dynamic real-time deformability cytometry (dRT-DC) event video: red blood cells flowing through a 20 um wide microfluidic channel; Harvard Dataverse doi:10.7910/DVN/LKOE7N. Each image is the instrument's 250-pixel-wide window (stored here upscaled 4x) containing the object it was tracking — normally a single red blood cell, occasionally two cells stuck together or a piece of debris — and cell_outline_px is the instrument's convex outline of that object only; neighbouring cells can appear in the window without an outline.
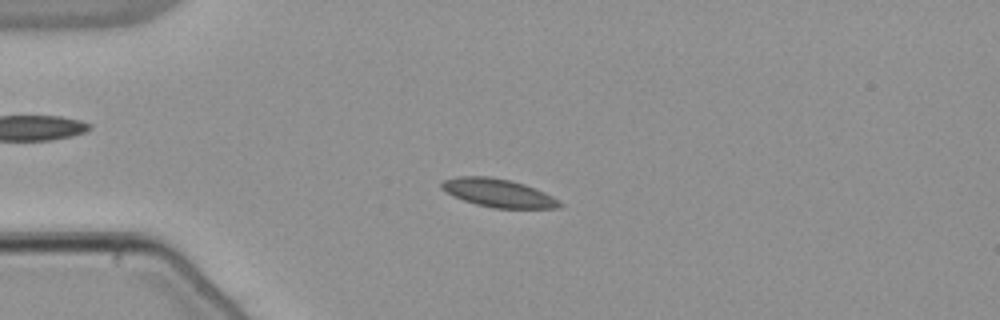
{"species": "common noctule bat (a hibernating species)", "species_latin": "Nyctalus noctula", "temperature_condition": "warm", "stored_images_in_passage": 55, "camera_frame_rate_fps": 3000, "um_per_image_px": 0.085, "animal": {"sex": "male", "body_mass_g": 21.5, "forearm_length_mm": 52.0}, "frame": {"image": 1, "passage_image": 14, "time_ms": 4.333, "image_size_px": [1000, 320], "cell_outline_px": [[564, 204], [560, 208], [492, 208], [476, 204], [452, 196], [440, 188], [440, 180], [456, 176], [488, 176], [512, 180], [524, 184], [544, 192], [560, 200]], "centroid_in_image_um": [42.32, 16.39], "position_along_channel_um": 42.7, "area_um2": 19.71}}
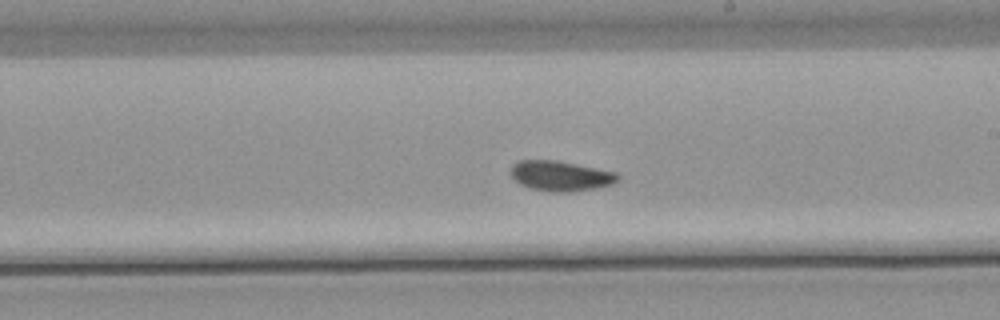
{"frame": {"image": 2, "passage_image": 32, "time_ms": 10.333, "image_size_px": [1000, 320], "cell_outline_px": [[620, 180], [612, 184], [596, 188], [568, 192], [552, 192], [532, 188], [520, 184], [508, 172], [512, 164], [516, 160], [560, 160], [616, 172], [620, 176]], "centroid_in_image_um": [47.65, 14.93], "position_along_channel_um": 241.4, "area_um2": 19.07}}
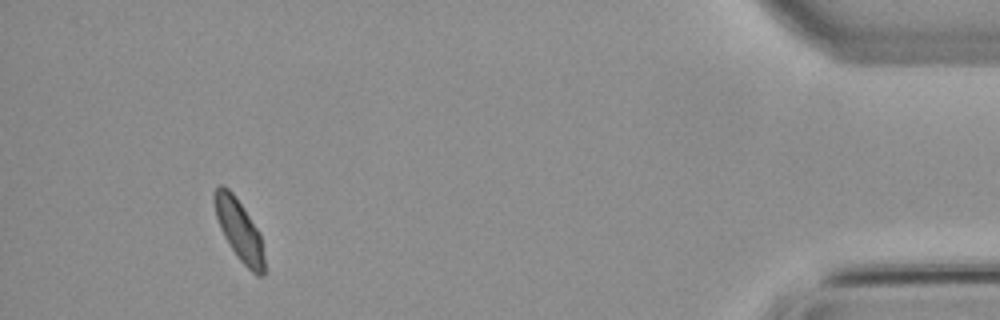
{"frame": {"image": 3, "passage_image": 51, "time_ms": 16.667, "image_size_px": [1000, 320], "cell_outline_px": [[264, 276], [256, 276], [236, 256], [224, 236], [220, 228], [216, 216], [212, 200], [212, 196], [216, 188], [220, 184], [224, 184], [232, 192], [260, 232], [264, 256]], "centroid_in_image_um": [20.31, 19.54], "position_along_channel_um": 414.9, "area_um2": 17.8}, "authors_computed_cell_mechanics": {"area_um2": 18.6694, "velocity_mm_per_s": 3.7765, "shape_relaxation_time_tau1_ms": 8.2564, "shape_relaxation_time_tau2_ms": 3.0602, "deformation_change_tau1": 0.1398, "deformation_change_tau2": 0.0555}}